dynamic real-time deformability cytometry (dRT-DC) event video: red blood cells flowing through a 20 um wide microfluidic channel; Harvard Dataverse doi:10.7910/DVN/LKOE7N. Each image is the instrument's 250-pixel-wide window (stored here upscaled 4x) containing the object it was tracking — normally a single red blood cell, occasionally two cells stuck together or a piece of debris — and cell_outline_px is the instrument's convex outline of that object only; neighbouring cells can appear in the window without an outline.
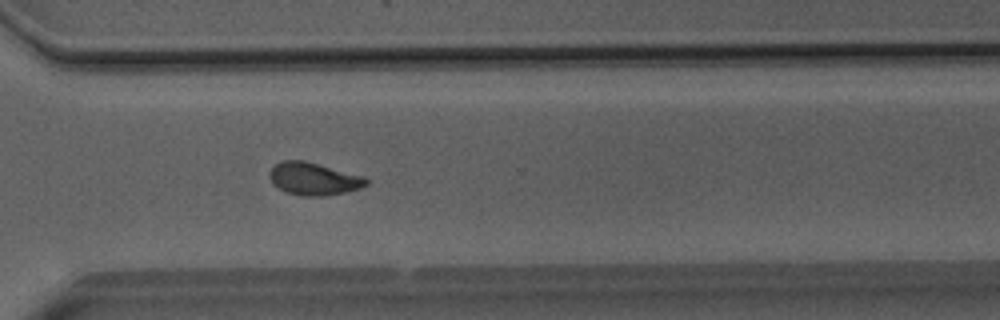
{"species": "Egyptian fruit bat (a non-hibernating species)", "species_latin": "Rousettus aegyptiacus", "temperature_condition": "room temperature", "stored_images_in_passage": 52, "camera_frame_rate_fps": 3000, "um_per_image_px": 0.085, "animal": {"sex": "male"}, "frame": {"image": 1, "passage_image": 38, "time_ms": 12.333, "image_size_px": [1000, 320], "cell_outline_px": [[368, 184], [360, 188], [344, 192], [320, 196], [304, 196], [284, 192], [272, 184], [268, 176], [268, 172], [276, 164], [284, 160], [304, 160], [364, 176], [368, 180]], "centroid_in_image_um": [26.62, 15.2], "position_along_channel_um": 344.0, "area_um2": 18.38}}
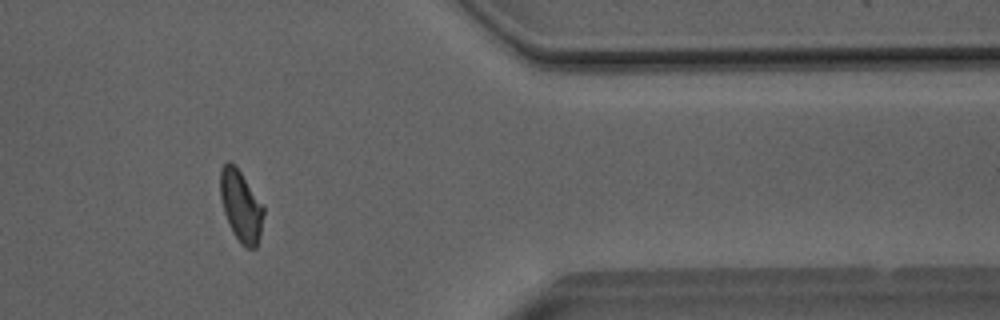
{"frame": {"image": 2, "passage_image": 43, "time_ms": 14.0, "image_size_px": [1000, 320], "cell_outline_px": [[264, 212], [260, 236], [256, 248], [244, 248], [240, 244], [232, 232], [224, 212], [220, 196], [220, 168], [228, 160], [236, 164], [264, 204]], "centroid_in_image_um": [20.49, 17.48], "position_along_channel_um": 390.9, "area_um2": 18.5}}
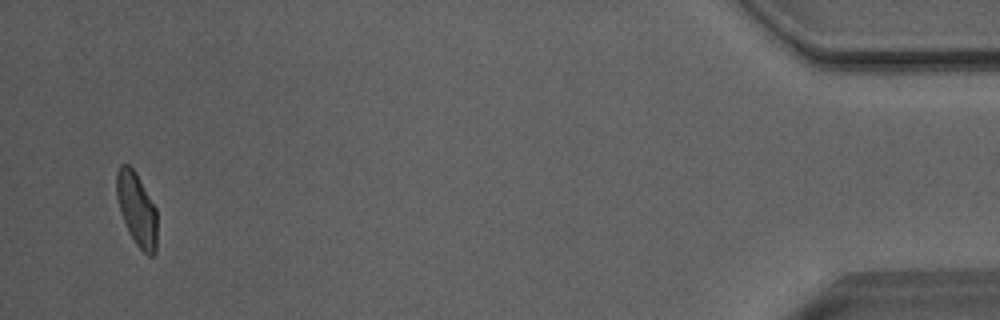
{"frame": {"image": 3, "passage_image": 50, "time_ms": 16.333, "image_size_px": [1000, 320], "cell_outline_px": [[156, 252], [152, 256], [148, 256], [136, 244], [120, 212], [116, 196], [116, 172], [120, 164], [128, 164], [136, 172], [156, 208]], "centroid_in_image_um": [11.62, 17.74], "position_along_channel_um": 423.6, "area_um2": 17.17}, "authors_computed_cell_mechanics": {"area_um2": 18.496, "velocity_mm_per_s": 4.0581, "shape_relaxation_time_tau1_ms": 4.3632, "shape_relaxation_time_tau2_ms": 2.0089, "deformation_change_tau1": 0.1413, "deformation_change_tau2": 0.0744}}